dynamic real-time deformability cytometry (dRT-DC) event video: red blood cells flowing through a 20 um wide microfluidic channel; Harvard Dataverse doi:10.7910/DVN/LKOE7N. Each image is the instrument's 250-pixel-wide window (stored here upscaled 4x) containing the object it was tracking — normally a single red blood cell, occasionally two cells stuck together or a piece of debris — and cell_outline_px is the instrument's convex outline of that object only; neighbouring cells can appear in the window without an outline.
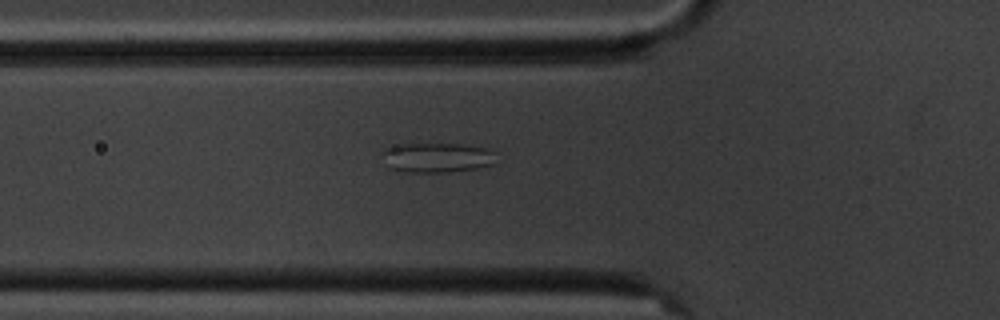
{"species": "common noctule bat (a hibernating species)", "species_latin": "Nyctalus noctula", "temperature_condition": "cold", "stored_images_in_passage": 5, "camera_frame_rate_fps": 3000, "um_per_image_px": 0.085, "animal": {"sex": "male", "body_mass_g": 20.1, "forearm_length_mm": 53.5}, "frame": {"image": 1, "passage_image": 5, "time_ms": 5.667, "image_size_px": [1000, 320], "cell_outline_px": [[496, 152], [492, 164], [476, 168], [448, 172], [408, 172], [392, 168], [384, 152], [384, 148], [404, 144], [460, 144], [484, 148]], "centroid_in_image_um": [37.21, 13.39], "position_along_channel_um": 88.6, "area_um2": 19.07}}